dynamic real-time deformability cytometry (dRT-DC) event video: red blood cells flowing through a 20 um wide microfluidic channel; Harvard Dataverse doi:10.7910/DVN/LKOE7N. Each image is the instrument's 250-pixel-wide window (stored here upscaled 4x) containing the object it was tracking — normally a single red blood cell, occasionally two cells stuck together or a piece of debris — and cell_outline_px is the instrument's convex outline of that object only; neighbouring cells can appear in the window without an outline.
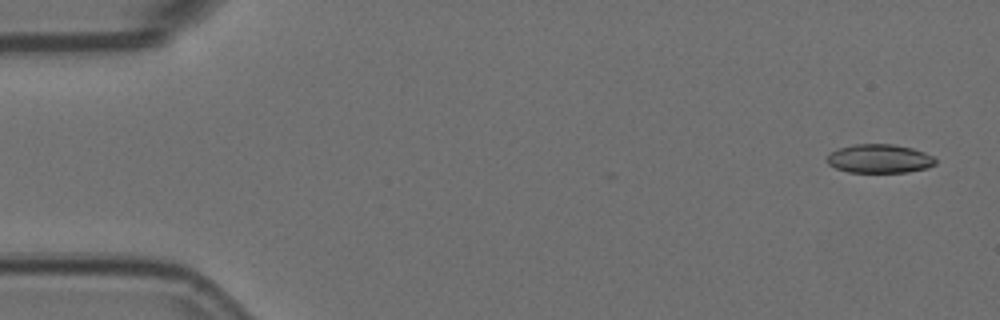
{"species": "Egyptian fruit bat (a non-hibernating species)", "species_latin": "Rousettus aegyptiacus", "temperature_condition": "room temperature", "stored_images_in_passage": 4, "camera_frame_rate_fps": 3000, "um_per_image_px": 0.085, "animal": {"sex": "female"}, "frame": {"image": 1, "passage_image": 1, "time_ms": 0.0, "image_size_px": [1000, 320], "cell_outline_px": [[936, 164], [928, 168], [908, 172], [848, 172], [836, 168], [828, 164], [824, 160], [836, 148], [856, 144], [892, 144], [912, 148], [924, 152], [932, 156], [936, 160]], "centroid_in_image_um": [74.74, 13.49], "position_along_channel_um": 10.3, "area_um2": 18.26}}
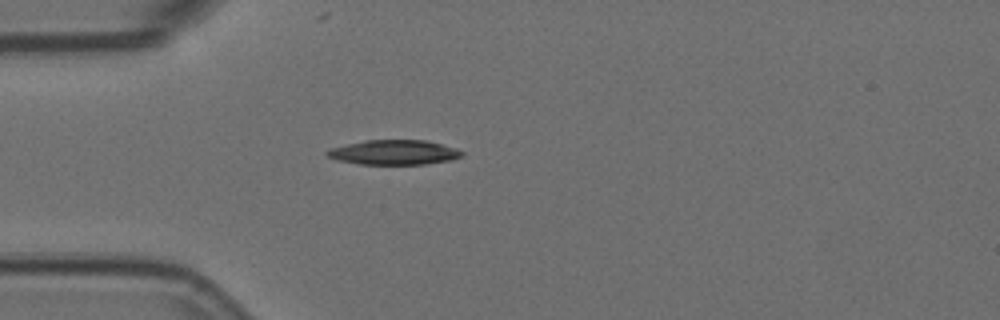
{"frame": {"image": 2, "passage_image": 4, "time_ms": 1.0, "image_size_px": [1000, 320], "cell_outline_px": [[464, 156], [452, 160], [428, 164], [360, 164], [336, 160], [328, 156], [324, 152], [328, 148], [364, 140], [428, 140], [456, 148], [464, 152]], "centroid_in_image_um": [33.5, 12.95], "position_along_channel_um": 51.5, "area_um2": 19.71}}